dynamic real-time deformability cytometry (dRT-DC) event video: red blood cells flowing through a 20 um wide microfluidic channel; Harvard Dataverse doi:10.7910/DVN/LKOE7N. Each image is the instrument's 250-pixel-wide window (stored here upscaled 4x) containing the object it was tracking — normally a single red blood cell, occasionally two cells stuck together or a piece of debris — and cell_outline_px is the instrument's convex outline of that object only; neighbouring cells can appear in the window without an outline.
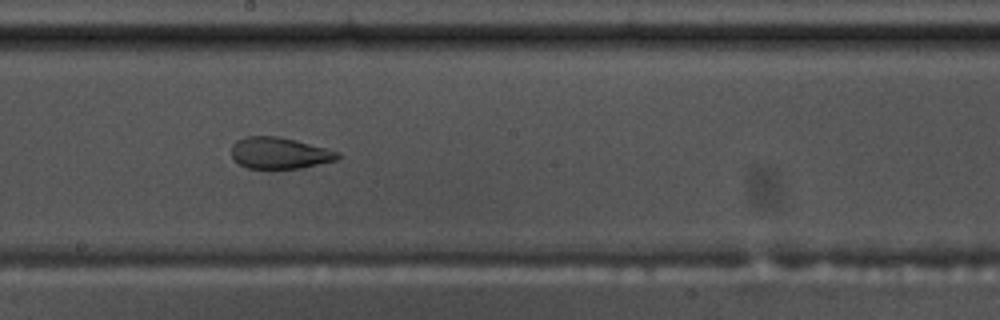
{"species": "common noctule bat (a hibernating species)", "species_latin": "Nyctalus noctula", "temperature_condition": "warm", "stored_images_in_passage": 51, "segment_of_instrument_passage": [1, 2], "camera_frame_rate_fps": 3000, "um_per_image_px": 0.085, "animal": {"sex": "male", "body_mass_g": 17.5, "forearm_length_mm": 52.3}, "frame": {"image": 1, "passage_image": 32, "time_ms": 10.333, "image_size_px": [1000, 320], "cell_outline_px": [[340, 156], [336, 160], [300, 168], [272, 172], [248, 168], [240, 164], [232, 156], [232, 144], [236, 140], [244, 136], [276, 136], [296, 140], [328, 148], [340, 152]], "centroid_in_image_um": [23.75, 13.04], "position_along_channel_um": 224.5, "area_um2": 20.17}}
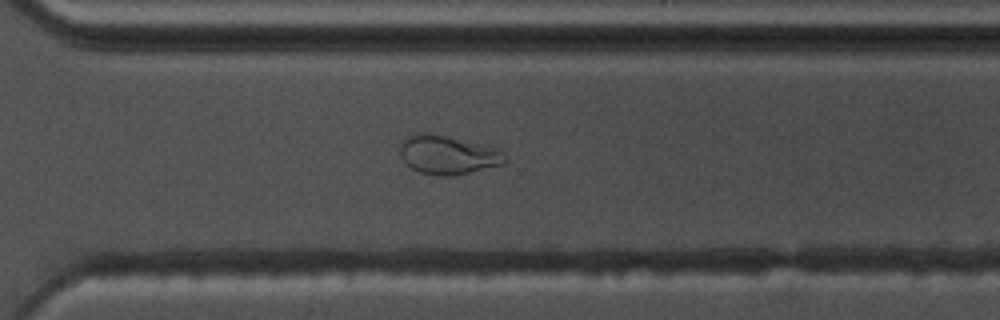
{"frame": {"image": 2, "passage_image": 41, "time_ms": 13.333, "image_size_px": [1000, 320], "cell_outline_px": [[508, 160], [504, 164], [452, 176], [440, 176], [420, 172], [412, 168], [404, 160], [400, 152], [400, 144], [408, 136], [416, 132], [428, 132], [476, 144], [504, 152]], "centroid_in_image_um": [38.03, 13.17], "position_along_channel_um": 332.6, "area_um2": 23.18}}
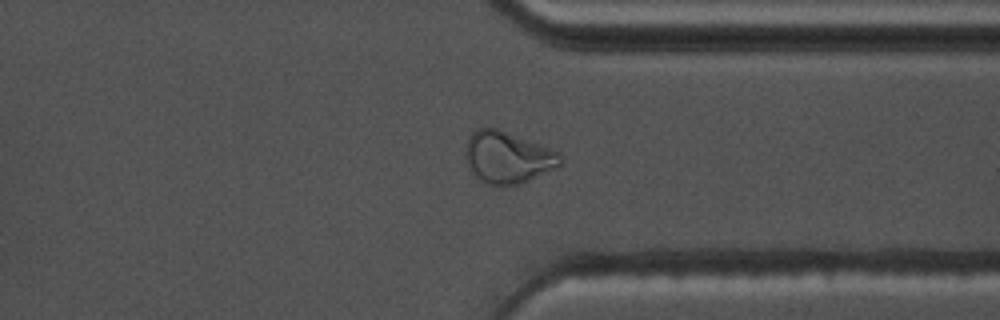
{"frame": {"image": 3, "passage_image": 44, "time_ms": 14.333, "image_size_px": [1000, 320], "cell_outline_px": [[560, 164], [556, 168], [520, 184], [488, 184], [476, 176], [472, 172], [468, 164], [468, 136], [476, 128], [496, 128], [548, 148], [556, 152], [560, 156]], "centroid_in_image_um": [43.15, 13.38], "position_along_channel_um": 368.3, "area_um2": 27.51}}